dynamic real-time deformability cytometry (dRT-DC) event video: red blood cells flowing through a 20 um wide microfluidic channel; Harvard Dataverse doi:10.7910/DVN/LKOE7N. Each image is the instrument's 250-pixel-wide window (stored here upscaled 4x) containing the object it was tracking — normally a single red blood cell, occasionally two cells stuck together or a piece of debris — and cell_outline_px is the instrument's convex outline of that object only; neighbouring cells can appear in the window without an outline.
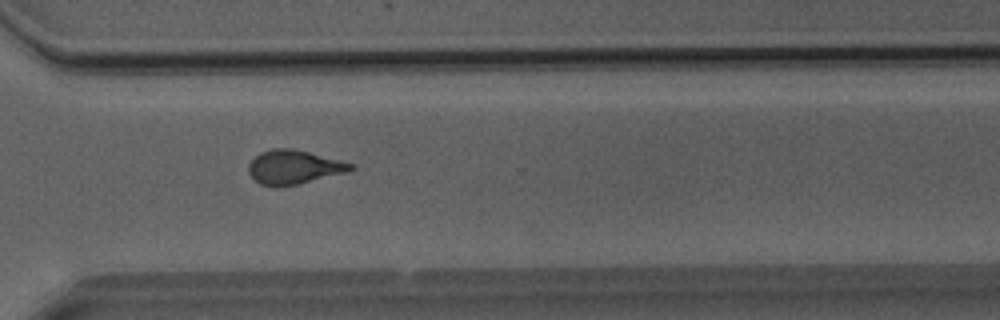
{"species": "Egyptian fruit bat (a non-hibernating species)", "species_latin": "Rousettus aegyptiacus", "temperature_condition": "room temperature", "stored_images_in_passage": 26, "camera_frame_rate_fps": 3000, "um_per_image_px": 0.085, "animal": {"sex": "male"}, "frame": {"image": 1, "passage_image": 22, "time_ms": 7.0, "image_size_px": [1000, 320], "cell_outline_px": [[356, 168], [344, 172], [296, 184], [276, 188], [260, 184], [248, 172], [248, 164], [260, 152], [272, 148], [292, 148], [308, 152], [352, 164]], "centroid_in_image_um": [24.9, 14.2], "position_along_channel_um": 345.7, "area_um2": 19.83}, "authors_computed_cell_mechanics": {"area_um2": 20.0855, "velocity_mm_per_s": 4.0655, "shape_relaxation_time_tau1_ms": 7.7646, "shape_relaxation_time_tau2_ms": 1.8096, "deformation_change_tau1": 0.1954, "deformation_change_tau2": 0.0971}}